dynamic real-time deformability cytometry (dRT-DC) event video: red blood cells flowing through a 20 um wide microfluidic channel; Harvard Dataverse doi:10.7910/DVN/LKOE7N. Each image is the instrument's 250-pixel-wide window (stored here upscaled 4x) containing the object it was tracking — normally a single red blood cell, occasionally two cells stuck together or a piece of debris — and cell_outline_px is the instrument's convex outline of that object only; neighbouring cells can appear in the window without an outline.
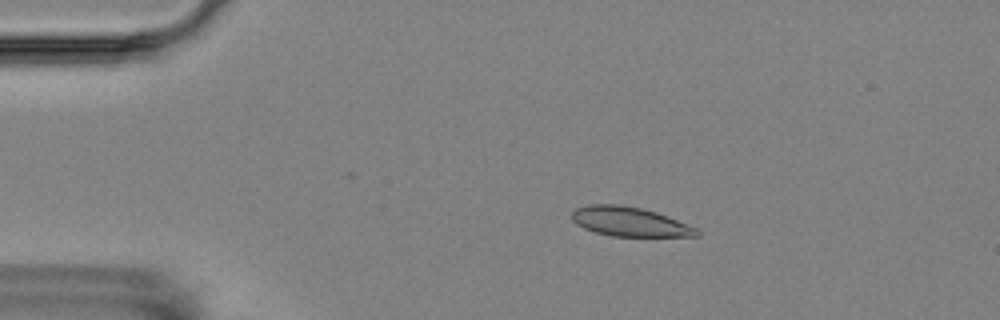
{"species": "Egyptian fruit bat (a non-hibernating species)", "species_latin": "Rousettus aegyptiacus", "temperature_condition": "room temperature", "stored_images_in_passage": 9, "camera_frame_rate_fps": 3000, "um_per_image_px": 0.085, "animal": {"sex": "female"}, "frame": {"image": 1, "passage_image": 4, "time_ms": 3.333, "image_size_px": [1000, 320], "cell_outline_px": [[700, 236], [612, 236], [596, 232], [584, 228], [576, 224], [572, 220], [572, 212], [576, 208], [588, 204], [620, 204], [640, 208], [656, 212], [668, 216], [696, 228], [700, 232]], "centroid_in_image_um": [53.5, 18.84], "position_along_channel_um": 31.5, "area_um2": 21.27}}
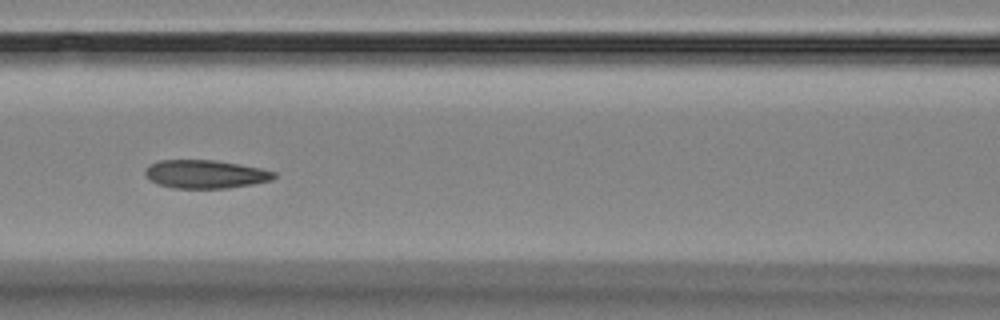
{"frame": {"image": 2, "passage_image": 8, "time_ms": 8.0, "image_size_px": [1000, 320], "cell_outline_px": [[276, 176], [272, 180], [252, 184], [228, 188], [172, 188], [160, 184], [152, 180], [144, 172], [148, 164], [160, 160], [216, 160], [240, 164], [260, 168], [276, 172]], "centroid_in_image_um": [17.48, 14.79], "position_along_channel_um": 149.1, "area_um2": 21.21}}
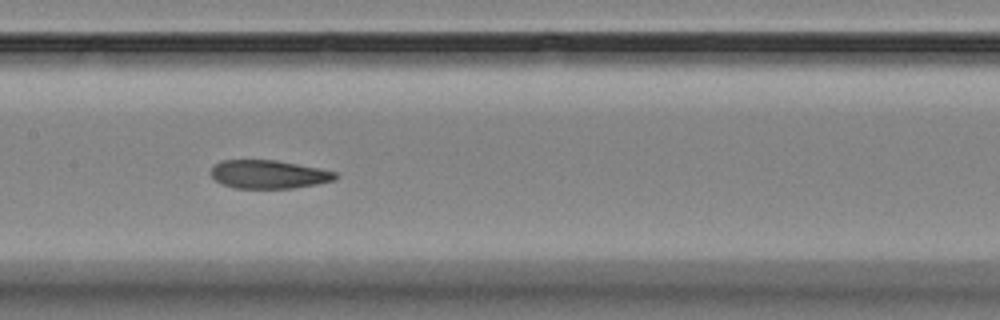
{"frame": {"image": 3, "passage_image": 9, "time_ms": 9.0, "image_size_px": [1000, 320], "cell_outline_px": [[340, 176], [336, 180], [316, 184], [292, 188], [232, 188], [220, 184], [212, 176], [212, 168], [220, 160], [276, 160], [320, 168], [336, 172]], "centroid_in_image_um": [22.86, 14.82], "position_along_channel_um": 184.5, "area_um2": 20.69}}